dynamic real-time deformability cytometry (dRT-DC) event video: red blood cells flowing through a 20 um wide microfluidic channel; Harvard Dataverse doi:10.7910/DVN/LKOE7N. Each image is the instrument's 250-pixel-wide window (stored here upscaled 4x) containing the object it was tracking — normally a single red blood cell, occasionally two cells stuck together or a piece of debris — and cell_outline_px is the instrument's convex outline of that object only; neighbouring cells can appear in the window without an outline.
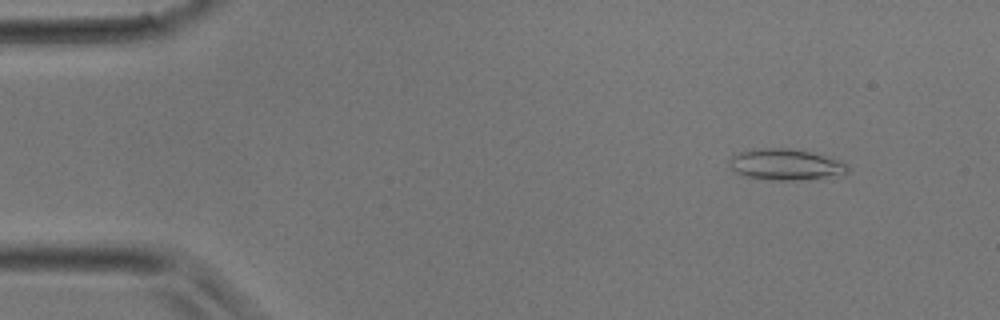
{"species": "common noctule bat (a hibernating species)", "species_latin": "Nyctalus noctula", "temperature_condition": "room temperature", "stored_images_in_passage": 36, "camera_frame_rate_fps": 3000, "um_per_image_px": 0.085, "animal": {"sex": "male", "body_mass_g": 17.9}, "frame": {"image": 1, "passage_image": 4, "time_ms": 1.0, "image_size_px": [1000, 320], "cell_outline_px": [[848, 172], [800, 180], [772, 180], [744, 176], [736, 172], [728, 164], [728, 160], [732, 156], [740, 152], [764, 148], [788, 148], [808, 152], [840, 160], [848, 164]], "centroid_in_image_um": [66.72, 13.98], "position_along_channel_um": 18.3, "area_um2": 20.98}}
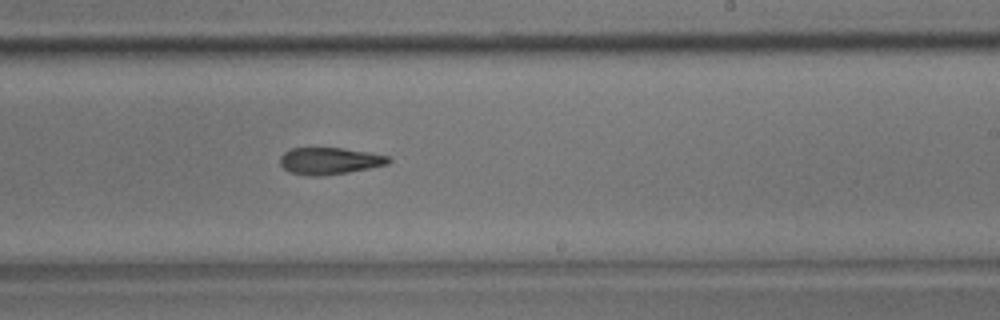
{"frame": {"image": 2, "passage_image": 22, "time_ms": 7.0, "image_size_px": [1000, 320], "cell_outline_px": [[392, 160], [388, 164], [348, 172], [324, 176], [308, 176], [292, 172], [284, 168], [280, 164], [280, 156], [284, 152], [292, 148], [344, 148], [368, 152], [388, 156]], "centroid_in_image_um": [28.01, 13.67], "position_along_channel_um": 261.0, "area_um2": 16.94}}
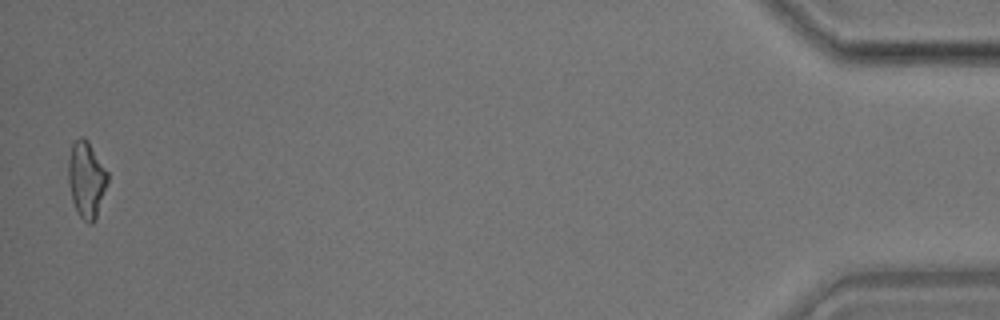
{"frame": {"image": 3, "passage_image": 36, "time_ms": 11.667, "image_size_px": [1000, 320], "cell_outline_px": [[108, 180], [96, 220], [92, 224], [88, 224], [80, 216], [72, 200], [68, 184], [68, 160], [72, 140], [80, 136], [84, 136], [88, 140], [108, 172]], "centroid_in_image_um": [7.33, 15.22], "position_along_channel_um": 427.9, "area_um2": 17.74}}